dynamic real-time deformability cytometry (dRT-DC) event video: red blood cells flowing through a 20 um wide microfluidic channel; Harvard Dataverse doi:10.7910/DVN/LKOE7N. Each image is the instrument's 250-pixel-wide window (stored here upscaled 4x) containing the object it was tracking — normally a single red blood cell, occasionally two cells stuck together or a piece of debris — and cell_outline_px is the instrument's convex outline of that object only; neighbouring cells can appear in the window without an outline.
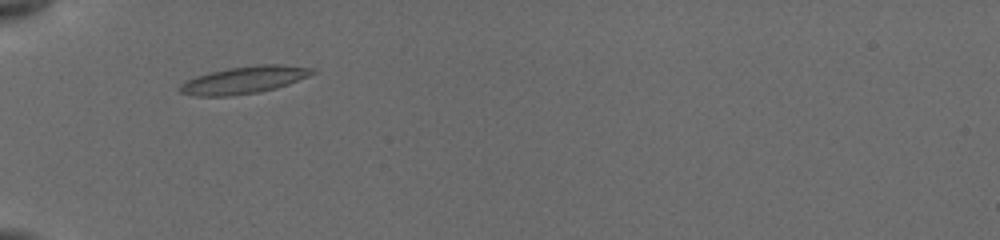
{"species": "common noctule bat (a hibernating species)", "species_latin": "Nyctalus noctula", "temperature_condition": "cold", "stored_images_in_passage": 45, "camera_frame_rate_fps": 3000, "um_per_image_px": 0.085, "animal": {"sex": "female", "body_mass_g": 19.5, "forearm_length_mm": 54.1}, "frame": {"image": 1, "passage_image": 1, "time_ms": 0.0, "image_size_px": [1000, 240], "cell_outline_px": [[316, 72], [308, 76], [288, 84], [276, 88], [260, 92], [232, 96], [192, 96], [180, 92], [180, 84], [196, 76], [228, 68], [260, 64], [280, 64], [316, 68]], "centroid_in_image_um": [20.78, 6.8], "position_along_channel_um": 64.2, "area_um2": 21.04}}
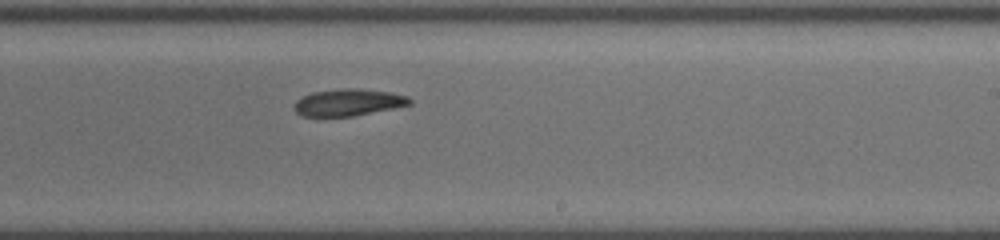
{"frame": {"image": 2, "passage_image": 21, "time_ms": 5.333, "image_size_px": [1000, 240], "cell_outline_px": [[412, 104], [352, 116], [300, 116], [296, 112], [296, 100], [300, 96], [312, 92], [340, 88], [356, 88], [392, 92], [408, 96], [412, 100]], "centroid_in_image_um": [29.61, 8.69], "position_along_channel_um": 259.4, "area_um2": 18.09}}
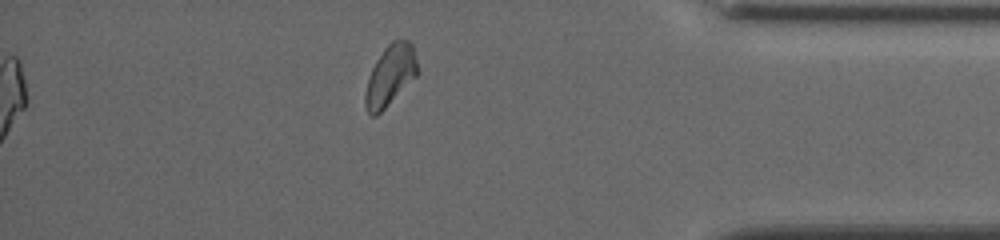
{"frame": {"image": 3, "passage_image": 45, "time_ms": 9.667, "image_size_px": [1000, 240], "cell_outline_px": [[420, 72], [376, 116], [372, 116], [368, 112], [364, 104], [364, 96], [368, 76], [376, 60], [384, 48], [392, 40], [408, 40], [412, 44]], "centroid_in_image_um": [33.16, 6.39], "position_along_channel_um": 402.0, "area_um2": 18.38}, "authors_computed_cell_mechanics": {"area_um2": 18.5538, "velocity_mm_per_s": 3.8358, "shape_relaxation_time_tau1_ms": 6.2571, "shape_relaxation_time_tau2_ms": null, "deformation_change_tau1": 0.1289, "deformation_change_tau2": null}}